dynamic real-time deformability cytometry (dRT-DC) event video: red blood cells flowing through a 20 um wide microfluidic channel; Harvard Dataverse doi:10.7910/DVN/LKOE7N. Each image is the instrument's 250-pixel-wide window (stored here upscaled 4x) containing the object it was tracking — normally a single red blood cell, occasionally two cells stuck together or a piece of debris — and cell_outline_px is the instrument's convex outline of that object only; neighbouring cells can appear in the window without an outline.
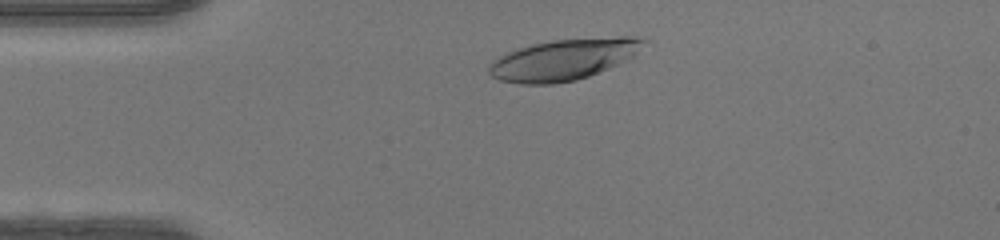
{"species": "human", "species_latin": "Homo sapiens", "temperature_condition": "warm", "stored_images_in_passage": 33, "camera_frame_rate_fps": 3000, "um_per_image_px": 0.085, "donor": {"sex": "female"}, "frame": {"image": 1, "passage_image": 4, "time_ms": 1.0, "image_size_px": [1000, 240], "cell_outline_px": [[648, 40], [632, 56], [608, 68], [588, 76], [576, 80], [552, 84], [520, 84], [500, 80], [492, 76], [488, 72], [488, 64], [492, 60], [508, 52], [532, 44], [552, 40], [616, 36], [632, 36]], "centroid_in_image_um": [47.87, 5.05], "position_along_channel_um": 37.1, "area_um2": 36.82}}
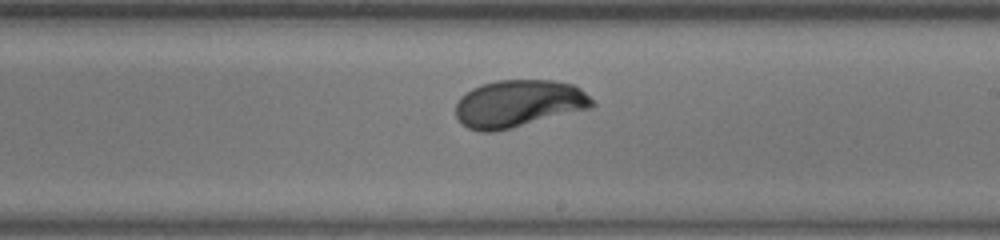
{"frame": {"image": 2, "passage_image": 21, "time_ms": 6.667, "image_size_px": [1000, 240], "cell_outline_px": [[596, 104], [592, 108], [512, 128], [492, 132], [480, 132], [468, 128], [456, 116], [456, 100], [460, 96], [472, 88], [480, 84], [496, 80], [552, 80], [572, 84], [580, 88]], "centroid_in_image_um": [44.06, 8.8], "position_along_channel_um": 244.9, "area_um2": 37.8}}
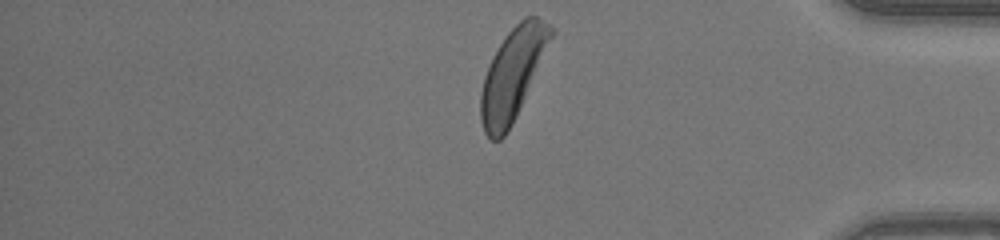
{"frame": {"image": 3, "passage_image": 33, "time_ms": 10.667, "image_size_px": [1000, 240], "cell_outline_px": [[556, 32], [516, 116], [512, 124], [504, 136], [500, 140], [492, 140], [484, 132], [480, 120], [480, 92], [484, 76], [500, 44], [508, 32], [524, 16], [536, 16], [556, 28]], "centroid_in_image_um": [43.59, 6.29], "position_along_channel_um": 391.6, "area_um2": 37.05}, "authors_computed_cell_mechanics": {"area_um2": 37.3388, "velocity_mm_per_s": 4.3329, "shape_relaxation_time_tau1_ms": 3.8771, "shape_relaxation_time_tau2_ms": null, "deformation_change_tau1": 0.2047, "deformation_change_tau2": null}}